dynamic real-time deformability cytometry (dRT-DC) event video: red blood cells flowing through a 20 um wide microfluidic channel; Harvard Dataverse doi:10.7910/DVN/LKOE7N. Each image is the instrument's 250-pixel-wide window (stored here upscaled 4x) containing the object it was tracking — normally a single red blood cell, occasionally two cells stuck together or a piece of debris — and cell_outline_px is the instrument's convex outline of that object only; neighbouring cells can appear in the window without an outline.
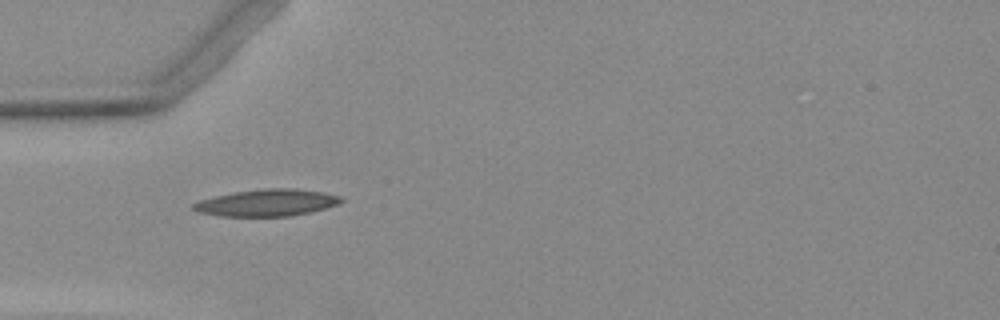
{"species": "Egyptian fruit bat (a non-hibernating species)", "species_latin": "Rousettus aegyptiacus", "temperature_condition": "warm", "stored_images_in_passage": 2, "camera_frame_rate_fps": 3000, "um_per_image_px": 0.085, "animal": {"sex": "female"}, "frame": {"image": 1, "passage_image": 1, "time_ms": 0.0, "image_size_px": [1000, 320], "cell_outline_px": [[344, 200], [336, 204], [324, 208], [308, 212], [288, 216], [220, 216], [196, 212], [192, 208], [192, 204], [200, 200], [232, 192], [264, 188], [296, 188], [324, 192], [340, 196]], "centroid_in_image_um": [22.65, 17.22], "position_along_channel_um": 62.3, "area_um2": 23.06}}
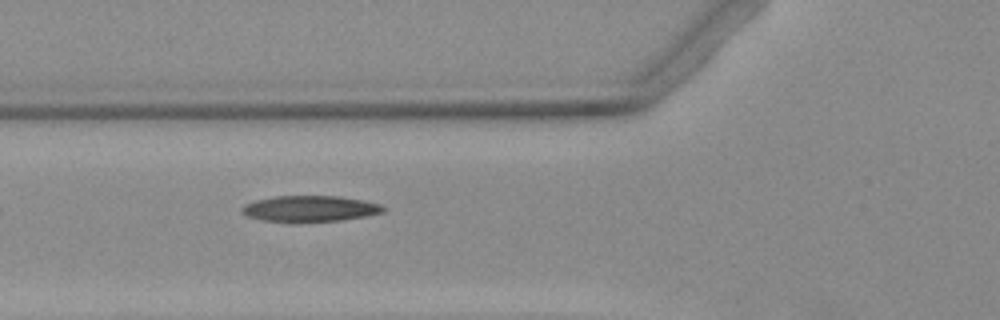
{"frame": {"image": 2, "passage_image": 2, "time_ms": 1.0, "image_size_px": [1000, 320], "cell_outline_px": [[388, 208], [384, 212], [368, 216], [340, 220], [296, 224], [292, 224], [260, 220], [248, 216], [240, 212], [240, 208], [244, 204], [256, 200], [276, 196], [340, 196], [364, 200], [380, 204]], "centroid_in_image_um": [26.33, 17.77], "position_along_channel_um": 99.5, "area_um2": 22.25}}